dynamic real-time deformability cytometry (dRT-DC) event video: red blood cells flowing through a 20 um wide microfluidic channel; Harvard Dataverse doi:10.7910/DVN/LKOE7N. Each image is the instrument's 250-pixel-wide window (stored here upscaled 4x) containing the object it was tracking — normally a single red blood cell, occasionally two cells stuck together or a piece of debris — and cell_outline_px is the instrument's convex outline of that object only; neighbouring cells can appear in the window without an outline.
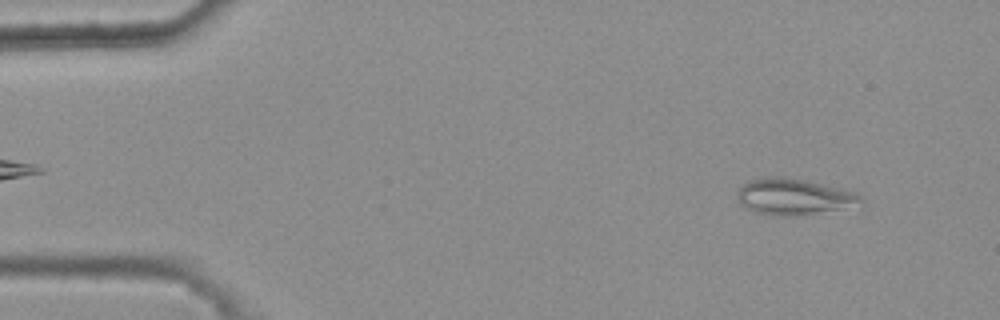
{"species": "common noctule bat (a hibernating species)", "species_latin": "Nyctalus noctula", "temperature_condition": "warm", "stored_images_in_passage": 46, "camera_frame_rate_fps": 3000, "um_per_image_px": 0.085, "animal": {"sex": "female", "body_mass_g": 25.1}, "frame": {"image": 1, "passage_image": 4, "time_ms": 1.0, "image_size_px": [1000, 320], "cell_outline_px": [[864, 200], [840, 208], [784, 216], [776, 216], [760, 212], [748, 208], [740, 204], [736, 196], [736, 192], [744, 184], [752, 180], [768, 176], [780, 176], [804, 180], [840, 188], [856, 192]], "centroid_in_image_um": [67.39, 16.68], "position_along_channel_um": 17.6, "area_um2": 25.03}}
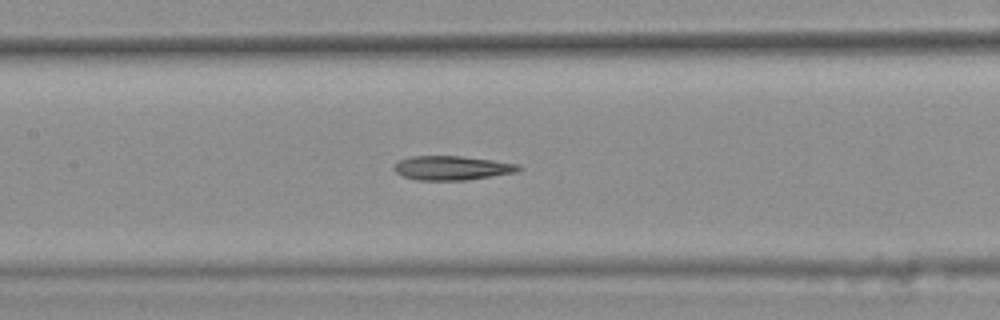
{"frame": {"image": 2, "passage_image": 24, "time_ms": 7.667, "image_size_px": [1000, 320], "cell_outline_px": [[520, 168], [516, 172], [468, 180], [416, 180], [404, 176], [396, 172], [392, 168], [400, 160], [412, 156], [460, 156], [492, 160], [520, 164]], "centroid_in_image_um": [38.42, 14.28], "position_along_channel_um": 169.0, "area_um2": 17.4}}
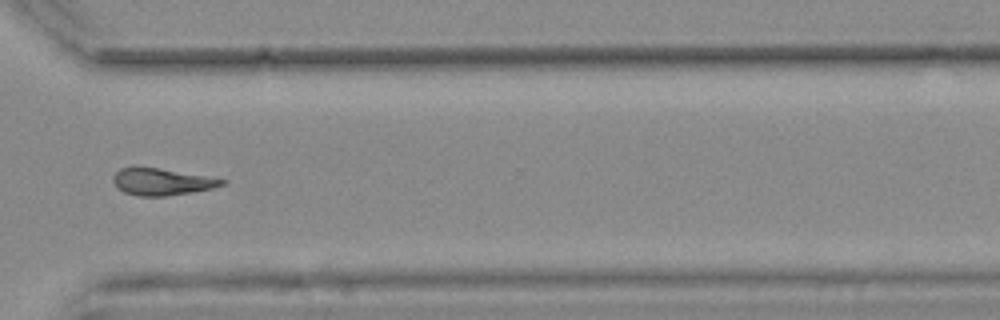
{"frame": {"image": 3, "passage_image": 39, "time_ms": 12.667, "image_size_px": [1000, 320], "cell_outline_px": [[228, 180], [224, 184], [212, 188], [192, 192], [164, 196], [136, 196], [124, 192], [116, 188], [112, 180], [112, 176], [120, 168], [160, 168]], "centroid_in_image_um": [13.72, 15.46], "position_along_channel_um": 356.9, "area_um2": 16.88}, "authors_computed_cell_mechanics": {"area_um2": 17.5423, "velocity_mm_per_s": 3.7597, "shape_relaxation_time_tau1_ms": null, "shape_relaxation_time_tau2_ms": 6.7826, "deformation_change_tau1": null, "deformation_change_tau2": 0.1576}}